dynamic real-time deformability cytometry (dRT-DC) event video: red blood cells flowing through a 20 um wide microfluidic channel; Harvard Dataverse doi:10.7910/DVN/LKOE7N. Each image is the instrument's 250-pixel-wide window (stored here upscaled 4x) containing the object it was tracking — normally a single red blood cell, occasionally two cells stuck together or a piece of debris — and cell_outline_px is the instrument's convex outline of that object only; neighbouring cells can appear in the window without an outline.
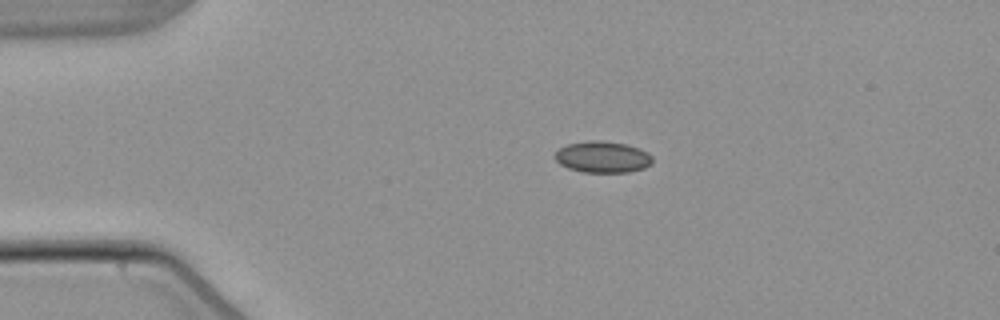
{"species": "common noctule bat (a hibernating species)", "species_latin": "Nyctalus noctula", "temperature_condition": "warm", "stored_images_in_passage": 3, "camera_frame_rate_fps": 3000, "um_per_image_px": 0.085, "animal": {"sex": "male", "body_mass_g": 21.5, "forearm_length_mm": 52.0}, "frame": {"image": 1, "passage_image": 2, "time_ms": 1.667, "image_size_px": [1000, 320], "cell_outline_px": [[652, 164], [644, 168], [628, 172], [584, 172], [568, 168], [560, 164], [556, 160], [556, 152], [560, 148], [568, 144], [588, 140], [600, 140], [624, 144], [640, 148], [648, 152], [652, 156]], "centroid_in_image_um": [51.25, 13.34], "position_along_channel_um": 33.8, "area_um2": 17.8}}